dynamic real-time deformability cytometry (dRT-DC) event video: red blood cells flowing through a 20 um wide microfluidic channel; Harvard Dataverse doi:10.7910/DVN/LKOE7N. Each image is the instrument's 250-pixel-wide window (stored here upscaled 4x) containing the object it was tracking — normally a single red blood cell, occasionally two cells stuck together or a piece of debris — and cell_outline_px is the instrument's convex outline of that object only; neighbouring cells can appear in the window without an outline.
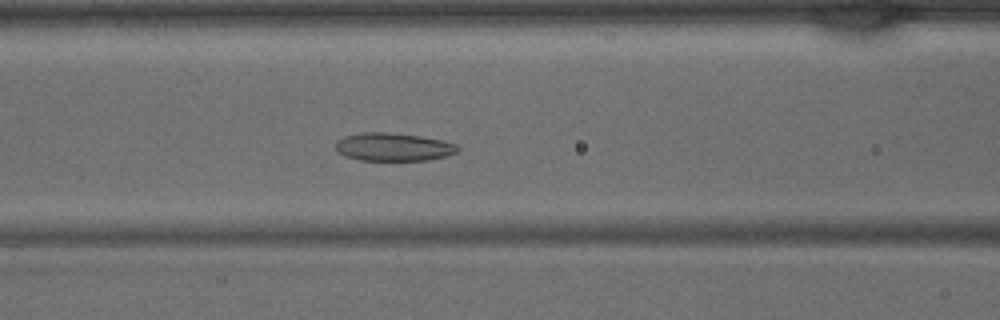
{"species": "common noctule bat (a hibernating species)", "species_latin": "Nyctalus noctula", "temperature_condition": "warm", "stored_images_in_passage": 25, "camera_frame_rate_fps": 3000, "um_per_image_px": 0.085, "animal": {"sex": "male", "body_mass_g": 15.6}, "frame": {"image": 1, "passage_image": 9, "time_ms": 2.667, "image_size_px": [1000, 320], "cell_outline_px": [[460, 148], [456, 152], [448, 156], [428, 160], [360, 160], [344, 156], [336, 152], [336, 140], [344, 136], [360, 132], [388, 132], [420, 136], [444, 140], [456, 144]], "centroid_in_image_um": [33.42, 12.48], "position_along_channel_um": 133.2, "area_um2": 20.23}}
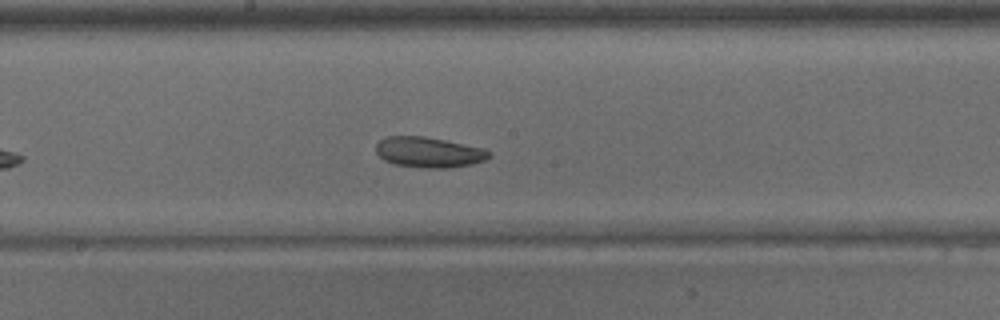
{"frame": {"image": 2, "passage_image": 14, "time_ms": 4.333, "image_size_px": [1000, 320], "cell_outline_px": [[492, 156], [484, 160], [472, 164], [448, 168], [424, 168], [392, 164], [384, 160], [376, 152], [376, 144], [384, 136], [424, 136], [484, 148], [492, 152]], "centroid_in_image_um": [36.45, 12.94], "position_along_channel_um": 211.8, "area_um2": 20.23}}
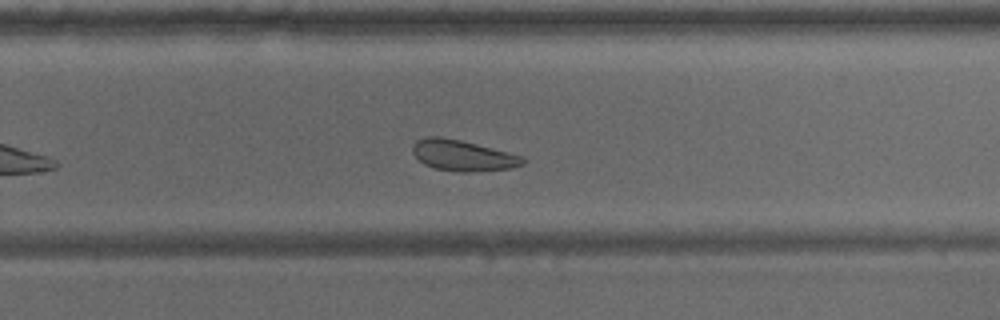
{"frame": {"image": 3, "passage_image": 19, "time_ms": 6.0, "image_size_px": [1000, 320], "cell_outline_px": [[528, 160], [524, 164], [512, 168], [472, 172], [460, 172], [436, 168], [424, 164], [412, 152], [412, 144], [416, 140], [424, 136], [440, 136], [460, 140], [524, 156]], "centroid_in_image_um": [39.35, 13.21], "position_along_channel_um": 290.4, "area_um2": 19.94}}